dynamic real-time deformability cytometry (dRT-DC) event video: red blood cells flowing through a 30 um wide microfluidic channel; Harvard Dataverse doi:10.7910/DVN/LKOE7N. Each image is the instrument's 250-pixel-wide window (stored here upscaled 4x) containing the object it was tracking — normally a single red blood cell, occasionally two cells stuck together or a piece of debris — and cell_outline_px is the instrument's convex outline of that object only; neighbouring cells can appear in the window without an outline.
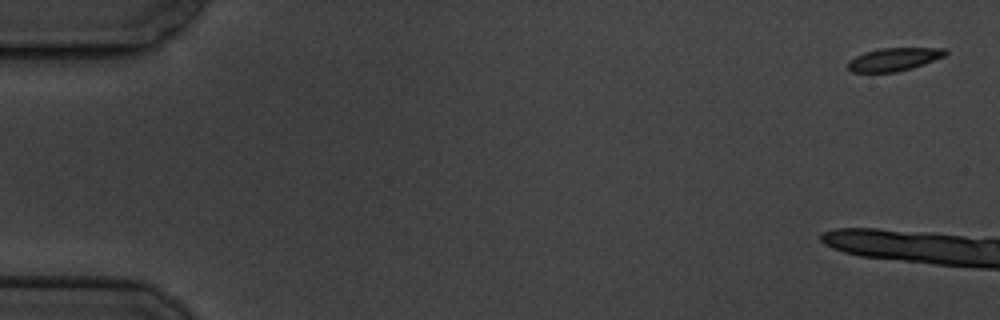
{"species": "common noctule bat (a hibernating species)", "species_latin": "Nyctalus noctula", "temperature_condition": "cold", "stored_images_in_passage": 9, "camera_frame_rate_fps": 3000, "um_per_image_px": 0.085, "animal": {"sex": "male", "body_mass_g": 19.5, "forearm_length_mm": 54.6}, "frame": {"image": 1, "passage_image": 1, "time_ms": 0.0, "image_size_px": [1000, 320], "cell_outline_px": [[948, 52], [944, 56], [924, 64], [912, 68], [896, 72], [852, 72], [848, 68], [848, 60], [864, 52], [880, 48], [948, 48]], "centroid_in_image_um": [75.99, 5.04], "position_along_channel_um": 9.0, "area_um2": 13.12}}
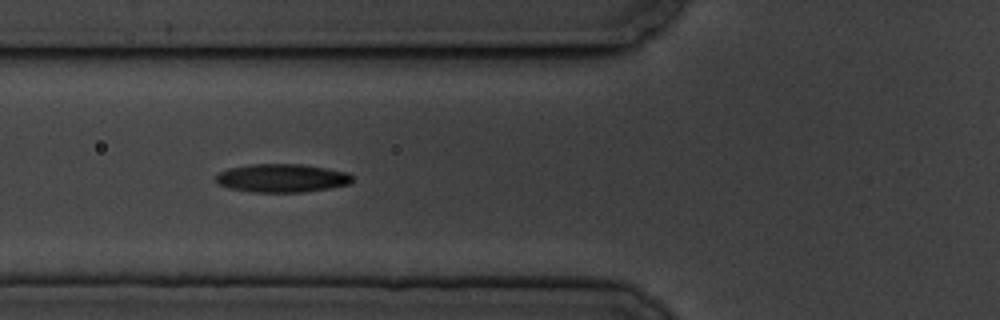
{"frame": {"image": 2, "passage_image": 8, "time_ms": 8.667, "image_size_px": [1000, 320], "cell_outline_px": [[352, 180], [348, 184], [328, 188], [304, 192], [252, 192], [228, 188], [220, 184], [216, 180], [216, 176], [220, 172], [228, 168], [252, 164], [304, 164], [348, 172], [352, 176]], "centroid_in_image_um": [23.96, 15.13], "position_along_channel_um": 101.8, "area_um2": 22.48}}
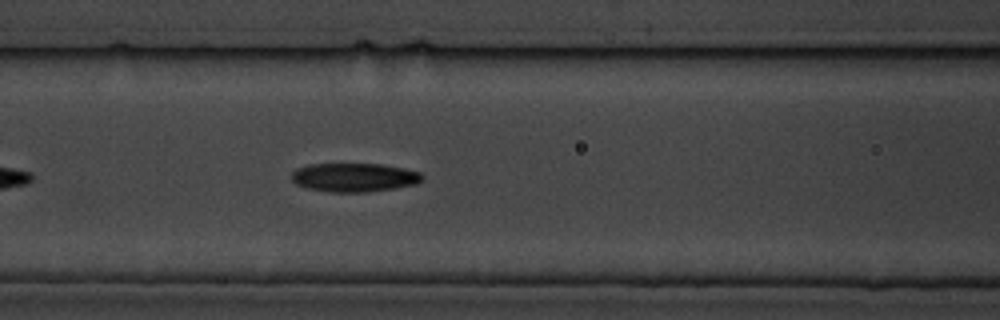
{"frame": {"image": 3, "passage_image": 9, "time_ms": 9.667, "image_size_px": [1000, 320], "cell_outline_px": [[424, 176], [416, 184], [368, 192], [328, 192], [304, 188], [296, 184], [292, 180], [292, 172], [296, 168], [308, 164], [380, 164], [404, 168], [420, 172]], "centroid_in_image_um": [30.06, 15.08], "position_along_channel_um": 136.5, "area_um2": 21.96}}